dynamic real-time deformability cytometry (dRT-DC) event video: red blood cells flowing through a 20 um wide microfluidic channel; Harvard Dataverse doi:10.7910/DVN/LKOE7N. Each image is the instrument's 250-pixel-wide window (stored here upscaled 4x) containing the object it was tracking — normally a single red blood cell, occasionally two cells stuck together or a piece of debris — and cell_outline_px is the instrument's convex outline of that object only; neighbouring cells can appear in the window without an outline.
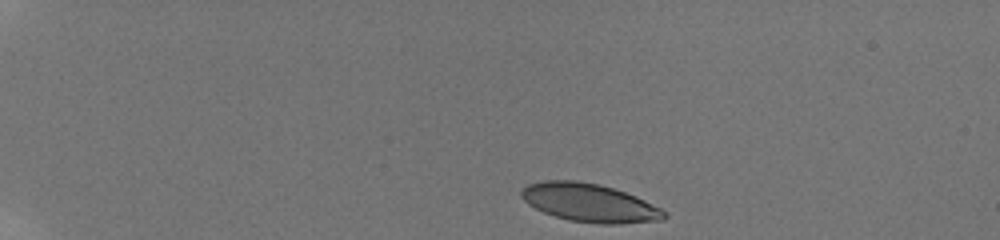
{"species": "human", "species_latin": "Homo sapiens", "temperature_condition": "room temperature", "stored_images_in_passage": 42, "camera_frame_rate_fps": 3000, "um_per_image_px": 0.085, "donor": {"sex": "male"}, "frame": {"image": 1, "passage_image": 1, "time_ms": 0.0, "image_size_px": [1000, 240], "cell_outline_px": [[668, 216], [664, 220], [620, 224], [600, 224], [568, 220], [544, 212], [528, 204], [520, 196], [520, 192], [528, 184], [544, 180], [576, 180], [600, 184], [636, 196], [660, 208]], "centroid_in_image_um": [50.11, 17.24], "position_along_channel_um": 34.9, "area_um2": 31.85}}
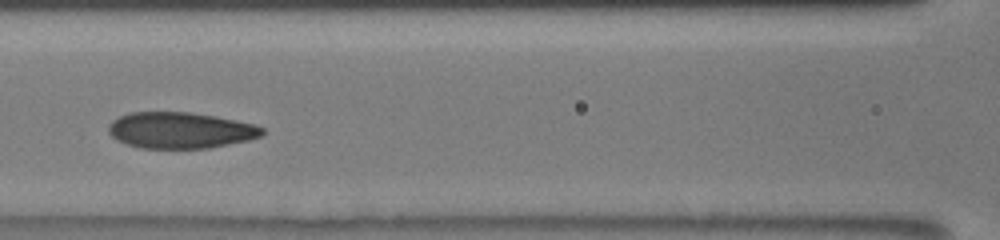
{"frame": {"image": 2, "passage_image": 18, "time_ms": 5.667, "image_size_px": [1000, 240], "cell_outline_px": [[264, 132], [260, 136], [248, 140], [208, 148], [140, 148], [116, 140], [108, 132], [108, 124], [112, 120], [128, 112], [188, 112], [216, 116], [256, 124], [264, 128]], "centroid_in_image_um": [15.31, 11.07], "position_along_channel_um": 151.3, "area_um2": 32.48}}
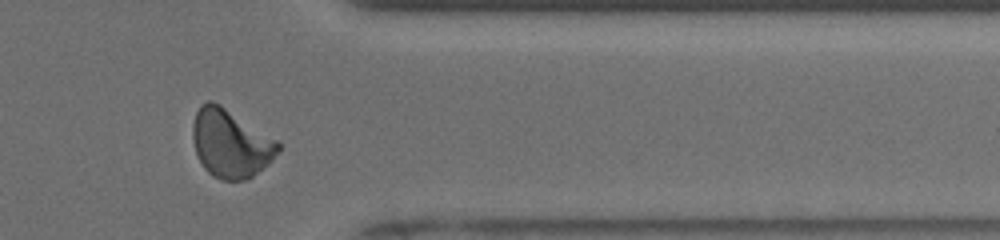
{"frame": {"image": 3, "passage_image": 37, "time_ms": 12.0, "image_size_px": [1000, 240], "cell_outline_px": [[280, 148], [272, 160], [268, 164], [248, 180], [220, 180], [212, 176], [204, 168], [196, 152], [192, 140], [192, 124], [196, 112], [200, 104], [208, 100], [212, 100], [220, 104], [276, 140], [280, 144]], "centroid_in_image_um": [19.57, 12.2], "position_along_channel_um": 391.8, "area_um2": 33.87}, "authors_computed_cell_mechanics": {"area_um2": 32.4836, "velocity_mm_per_s": 3.8597, "shape_relaxation_time_tau1_ms": 5.0216, "shape_relaxation_time_tau2_ms": 0.9973, "deformation_change_tau1": 0.1702, "deformation_change_tau2": 0.0568}}